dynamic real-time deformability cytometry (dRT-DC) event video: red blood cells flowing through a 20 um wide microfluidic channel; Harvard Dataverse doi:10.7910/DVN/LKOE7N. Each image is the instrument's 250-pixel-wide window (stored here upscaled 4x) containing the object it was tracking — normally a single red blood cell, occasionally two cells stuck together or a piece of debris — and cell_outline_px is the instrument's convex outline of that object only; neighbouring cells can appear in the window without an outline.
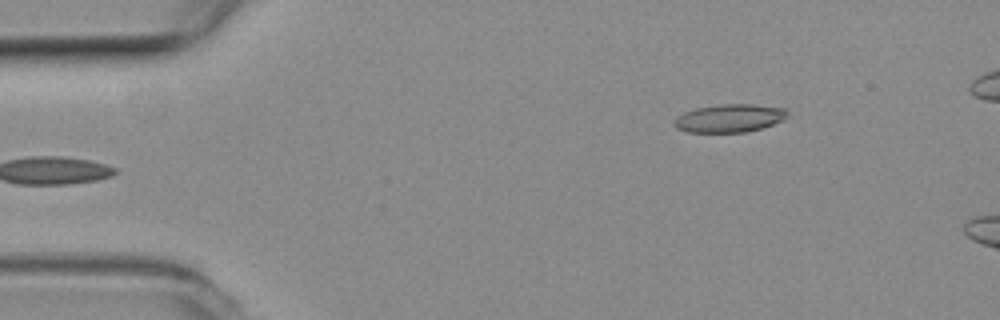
{"species": "common noctule bat (a hibernating species)", "species_latin": "Nyctalus noctula", "temperature_condition": "room temperature", "stored_images_in_passage": 6, "camera_frame_rate_fps": 3000, "um_per_image_px": 0.085, "animal": {"sex": "female", "body_mass_g": 19.3, "forearm_length_mm": 54.1}, "frame": {"image": 1, "passage_image": 1, "time_ms": 0.0, "image_size_px": [1000, 320], "cell_outline_px": [[788, 116], [784, 120], [764, 128], [744, 132], [688, 132], [676, 128], [672, 124], [672, 120], [676, 116], [684, 112], [696, 108], [720, 104], [752, 104], [784, 108], [788, 112]], "centroid_in_image_um": [61.99, 10.05], "position_along_channel_um": 23.0, "area_um2": 18.79}}